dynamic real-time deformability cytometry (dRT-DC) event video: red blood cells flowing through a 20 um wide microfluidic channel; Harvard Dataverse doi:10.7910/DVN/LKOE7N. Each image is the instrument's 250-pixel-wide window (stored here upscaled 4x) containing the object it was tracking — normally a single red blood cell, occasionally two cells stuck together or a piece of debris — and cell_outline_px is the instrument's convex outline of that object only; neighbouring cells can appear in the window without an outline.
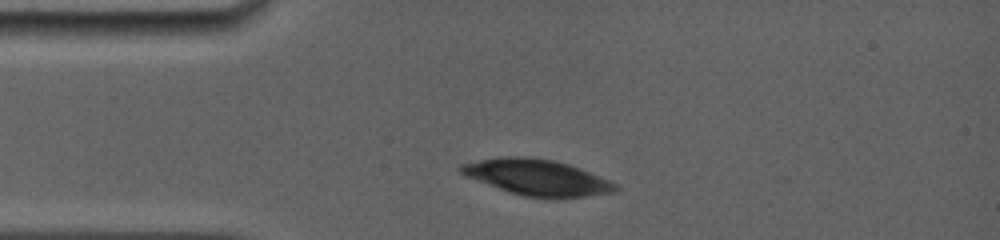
{"species": "common noctule bat (a hibernating species)", "species_latin": "Nyctalus noctula", "temperature_condition": "room temperature", "stored_images_in_passage": 5, "camera_frame_rate_fps": 5000, "um_per_image_px": 0.085, "animal": {"sex": "female", "body_mass_g": 19.0, "forearm_length_mm": 56.7}, "frame": {"image": 1, "passage_image": 2, "time_ms": 1.2, "image_size_px": [1000, 240], "cell_outline_px": [[620, 188], [616, 192], [588, 196], [552, 200], [524, 196], [508, 192], [464, 176], [456, 168], [460, 164], [480, 160], [508, 156], [524, 156], [552, 160], [568, 164], [580, 168], [600, 176], [616, 184]], "centroid_in_image_um": [45.66, 15.11], "position_along_channel_um": 39.3, "area_um2": 32.83}}
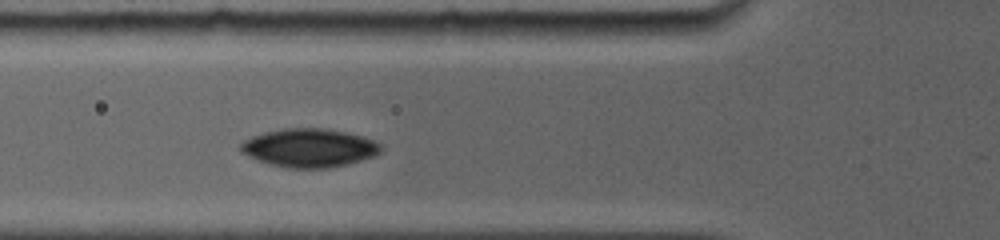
{"frame": {"image": 2, "passage_image": 4, "time_ms": 3.4, "image_size_px": [1000, 240], "cell_outline_px": [[384, 148], [376, 156], [348, 164], [328, 168], [288, 168], [268, 164], [248, 156], [240, 152], [240, 144], [244, 140], [252, 136], [264, 132], [284, 128], [324, 128], [348, 132], [364, 136], [384, 144]], "centroid_in_image_um": [26.33, 12.57], "position_along_channel_um": 99.5, "area_um2": 31.96}}